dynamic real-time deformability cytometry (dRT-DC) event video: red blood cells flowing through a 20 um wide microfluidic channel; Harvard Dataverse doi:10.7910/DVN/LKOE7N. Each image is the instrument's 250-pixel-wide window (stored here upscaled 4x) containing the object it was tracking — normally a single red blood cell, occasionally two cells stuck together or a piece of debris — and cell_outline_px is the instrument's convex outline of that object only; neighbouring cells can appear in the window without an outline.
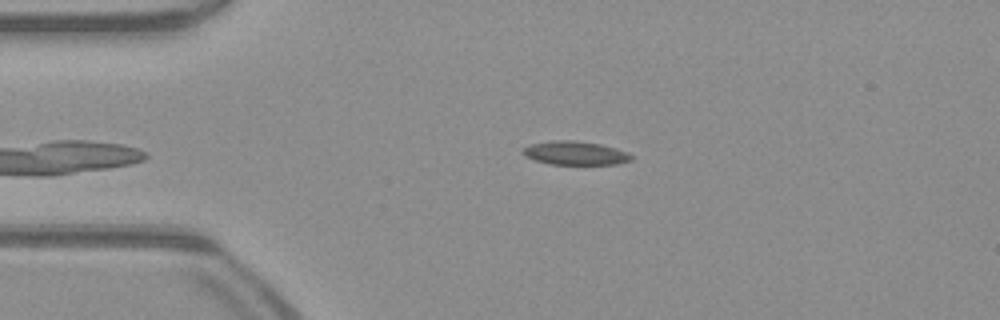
{"species": "common noctule bat (a hibernating species)", "species_latin": "Nyctalus noctula", "temperature_condition": "warm", "stored_images_in_passage": 36, "camera_frame_rate_fps": 3000, "um_per_image_px": 0.085, "animal": {"sex": "male", "body_mass_g": 23.1, "forearm_length_mm": 52.7}, "frame": {"image": 1, "passage_image": 1, "time_ms": 0.0, "image_size_px": [1000, 320], "cell_outline_px": [[632, 160], [616, 164], [548, 164], [524, 156], [520, 152], [524, 148], [532, 144], [552, 140], [572, 140], [600, 144], [616, 148], [628, 152], [632, 156]], "centroid_in_image_um": [48.88, 13.01], "position_along_channel_um": 36.1, "area_um2": 14.91}}
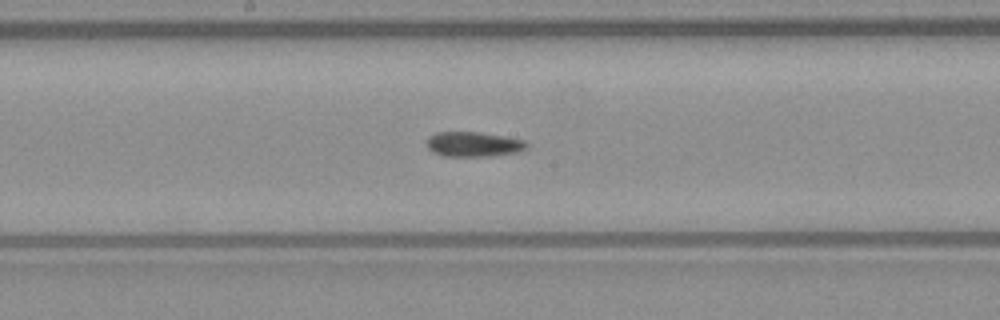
{"frame": {"image": 2, "passage_image": 16, "time_ms": 5.0, "image_size_px": [1000, 320], "cell_outline_px": [[528, 148], [520, 152], [492, 156], [444, 156], [432, 152], [424, 144], [428, 136], [436, 132], [480, 132], [504, 136], [524, 140], [528, 144]], "centroid_in_image_um": [40.23, 12.26], "position_along_channel_um": 208.0, "area_um2": 14.8}}
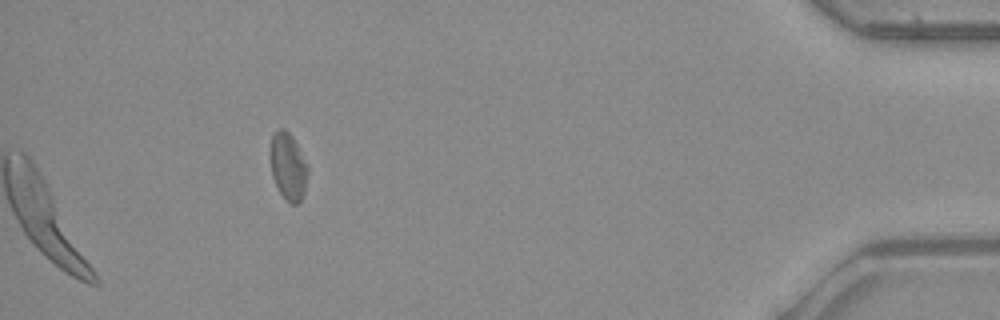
{"frame": {"image": 3, "passage_image": 36, "time_ms": 11.667, "image_size_px": [1000, 320], "cell_outline_px": [[308, 172], [304, 192], [300, 200], [296, 204], [292, 204], [280, 192], [272, 176], [272, 136], [276, 128], [284, 128], [292, 136], [308, 164]], "centroid_in_image_um": [24.52, 14.12], "position_along_channel_um": 410.7, "area_um2": 14.28}}